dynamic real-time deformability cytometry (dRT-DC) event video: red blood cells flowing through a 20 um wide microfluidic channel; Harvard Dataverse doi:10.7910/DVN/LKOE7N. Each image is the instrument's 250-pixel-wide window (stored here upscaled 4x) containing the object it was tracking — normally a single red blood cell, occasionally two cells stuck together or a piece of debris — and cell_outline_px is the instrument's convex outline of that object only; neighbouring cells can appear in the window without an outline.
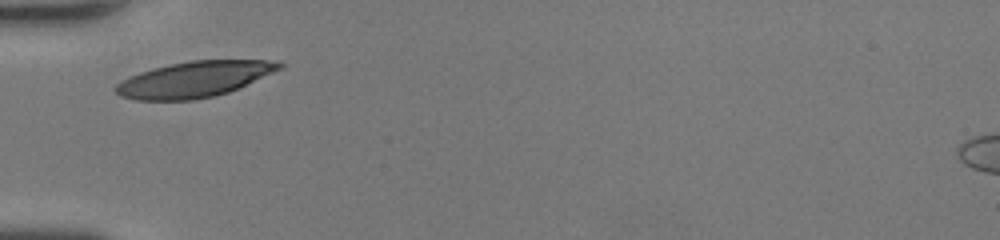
{"species": "human", "species_latin": "Homo sapiens", "temperature_condition": "room temperature", "stored_images_in_passage": 23, "camera_frame_rate_fps": 3000, "um_per_image_px": 0.085, "donor": {"sex": "female"}, "frame": {"image": 1, "passage_image": 1, "time_ms": 0.0, "image_size_px": [1000, 240], "cell_outline_px": [[284, 68], [228, 92], [216, 96], [192, 100], [136, 100], [120, 96], [112, 88], [120, 80], [140, 72], [172, 64], [192, 60], [280, 60], [284, 64]], "centroid_in_image_um": [16.53, 6.74], "position_along_channel_um": 68.5, "area_um2": 34.16}}
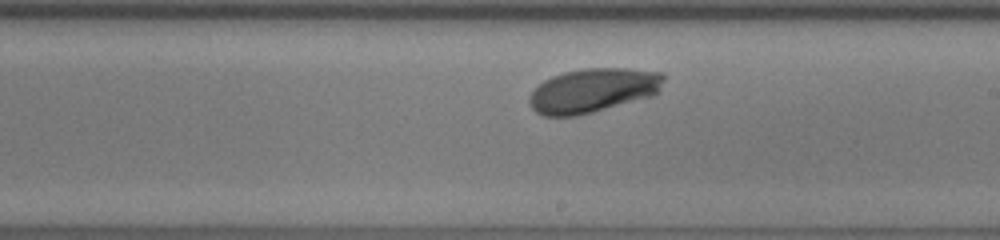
{"frame": {"image": 2, "passage_image": 13, "time_ms": 4.0, "image_size_px": [1000, 240], "cell_outline_px": [[664, 80], [660, 88], [652, 96], [592, 112], [576, 116], [540, 116], [532, 108], [528, 100], [528, 96], [544, 80], [552, 76], [564, 72], [584, 68], [624, 68], [664, 72]], "centroid_in_image_um": [50.39, 7.68], "position_along_channel_um": 238.6, "area_um2": 34.56}}
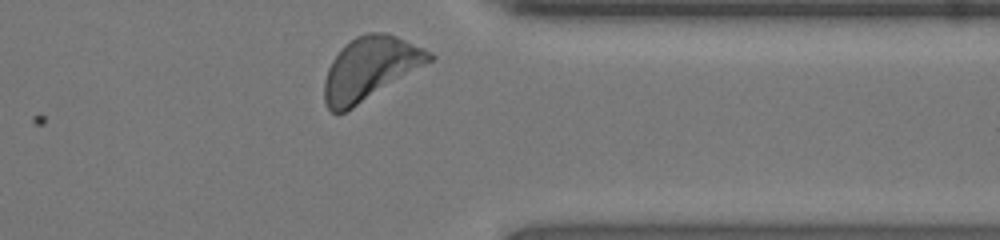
{"frame": {"image": 3, "passage_image": 23, "time_ms": 7.333, "image_size_px": [1000, 240], "cell_outline_px": [[436, 56], [432, 60], [352, 108], [344, 112], [332, 112], [328, 108], [324, 100], [324, 80], [328, 68], [332, 60], [344, 44], [356, 36], [368, 32], [384, 32], [396, 36], [424, 48], [432, 52]], "centroid_in_image_um": [31.44, 5.79], "position_along_channel_um": 380.0, "area_um2": 37.97}, "authors_computed_cell_mechanics": {"area_um2": 34.3332, "velocity_mm_per_s": 4.3245, "shape_relaxation_time_tau1_ms": 2.1748, "shape_relaxation_time_tau2_ms": 9.7734, "deformation_change_tau1": 0.1509, "deformation_change_tau2": 0.2346}}